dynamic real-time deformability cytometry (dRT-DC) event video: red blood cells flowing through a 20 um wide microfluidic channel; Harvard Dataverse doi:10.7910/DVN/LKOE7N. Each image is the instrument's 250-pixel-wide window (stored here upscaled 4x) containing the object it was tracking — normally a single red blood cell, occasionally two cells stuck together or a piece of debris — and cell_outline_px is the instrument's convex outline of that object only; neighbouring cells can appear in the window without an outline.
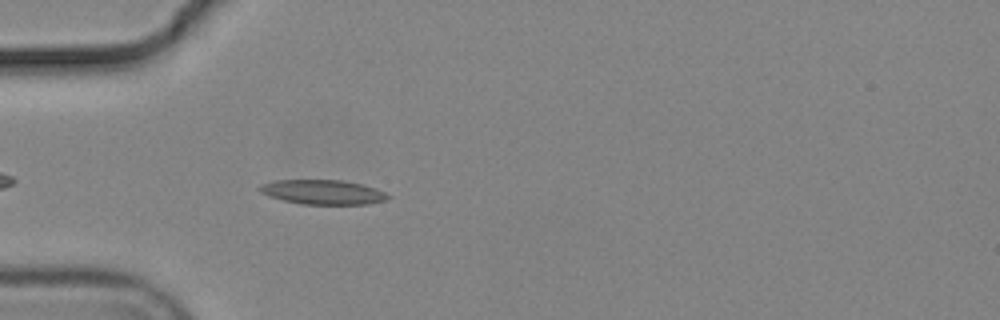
{"species": "common noctule bat (a hibernating species)", "species_latin": "Nyctalus noctula", "temperature_condition": "cold", "stored_images_in_passage": 40, "camera_frame_rate_fps": 3000, "um_per_image_px": 0.085, "animal": {"sex": "male", "body_mass_g": 19.2, "forearm_length_mm": 51.8}, "frame": {"image": 1, "passage_image": 2, "time_ms": 0.333, "image_size_px": [1000, 320], "cell_outline_px": [[392, 196], [384, 200], [368, 204], [300, 204], [268, 196], [260, 192], [256, 188], [260, 184], [272, 180], [344, 180], [376, 188]], "centroid_in_image_um": [27.39, 16.32], "position_along_channel_um": 57.6, "area_um2": 18.44}}
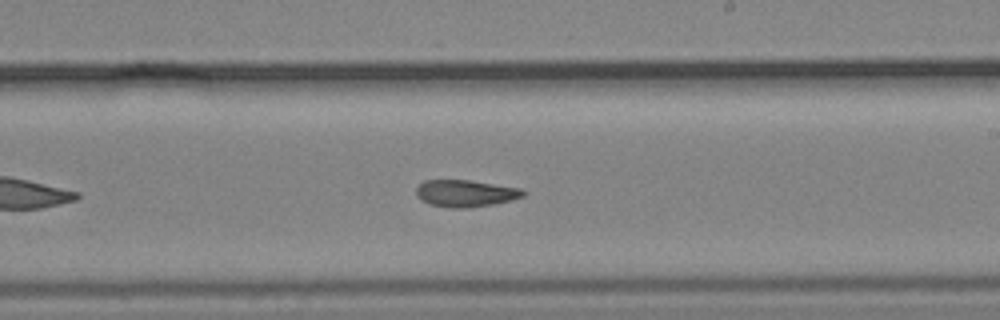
{"frame": {"image": 2, "passage_image": 18, "time_ms": 5.667, "image_size_px": [1000, 320], "cell_outline_px": [[528, 192], [524, 196], [492, 204], [464, 208], [452, 208], [428, 204], [420, 200], [416, 196], [416, 188], [424, 180], [472, 180], [520, 188]], "centroid_in_image_um": [39.54, 16.42], "position_along_channel_um": 249.5, "area_um2": 16.82}}
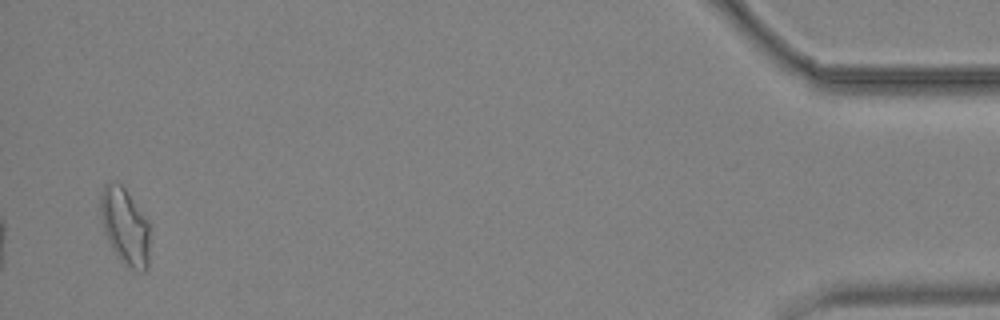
{"frame": {"image": 3, "passage_image": 39, "time_ms": 12.667, "image_size_px": [1000, 320], "cell_outline_px": [[148, 268], [144, 272], [140, 272], [128, 268], [116, 252], [108, 240], [104, 232], [100, 212], [100, 196], [104, 184], [120, 184], [124, 188], [148, 220]], "centroid_in_image_um": [10.62, 19.27], "position_along_channel_um": 424.6, "area_um2": 21.56}, "authors_computed_cell_mechanics": {"area_um2": 17.5134, "velocity_mm_per_s": 3.7072, "shape_relaxation_time_tau1_ms": null, "shape_relaxation_time_tau2_ms": 7.8798, "deformation_change_tau1": null, "deformation_change_tau2": 0.1335}}